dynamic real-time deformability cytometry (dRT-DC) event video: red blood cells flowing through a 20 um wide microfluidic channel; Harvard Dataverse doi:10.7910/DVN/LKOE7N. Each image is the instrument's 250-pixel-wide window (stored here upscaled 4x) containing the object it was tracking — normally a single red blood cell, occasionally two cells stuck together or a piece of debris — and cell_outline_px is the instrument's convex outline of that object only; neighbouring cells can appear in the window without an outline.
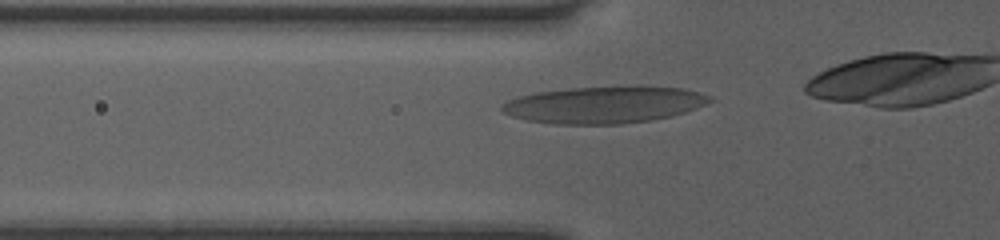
{"species": "human", "species_latin": "Homo sapiens", "temperature_condition": "room temperature", "stored_images_in_passage": 30, "camera_frame_rate_fps": 3000, "um_per_image_px": 0.085, "donor": {"sex": "female"}, "frame": {"image": 1, "passage_image": 6, "time_ms": 1.667, "image_size_px": [1000, 240], "cell_outline_px": [[712, 100], [696, 108], [672, 116], [652, 120], [620, 124], [552, 124], [524, 120], [512, 116], [504, 112], [500, 108], [500, 104], [508, 100], [520, 96], [536, 92], [568, 88], [636, 84], [684, 88], [712, 96]], "centroid_in_image_um": [51.36, 8.88], "position_along_channel_um": 74.4, "area_um2": 45.55}}
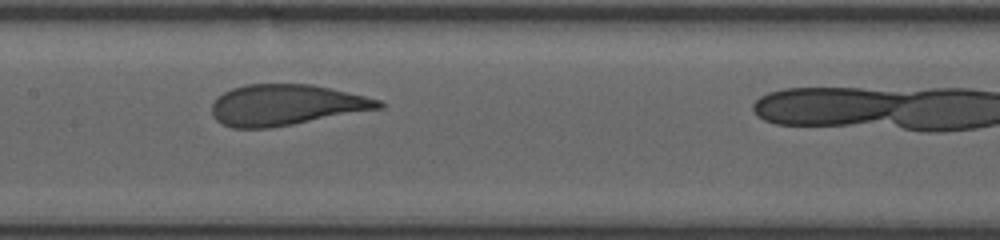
{"frame": {"image": 2, "passage_image": 14, "time_ms": 4.333, "image_size_px": [1000, 240], "cell_outline_px": [[388, 104], [384, 108], [292, 124], [268, 128], [232, 128], [216, 120], [212, 116], [212, 104], [216, 96], [232, 88], [244, 84], [312, 84], [364, 96], [380, 100]], "centroid_in_image_um": [24.3, 8.92], "position_along_channel_um": 183.1, "area_um2": 39.77}}
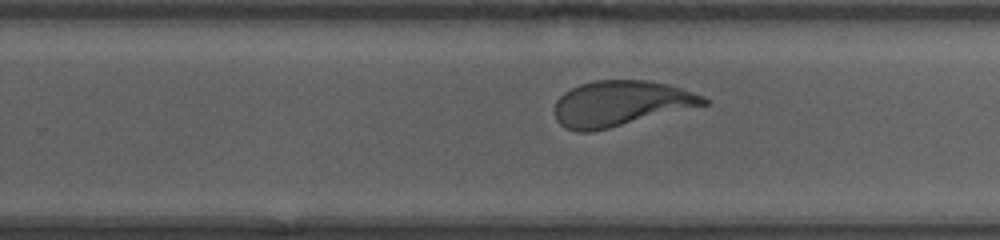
{"frame": {"image": 3, "passage_image": 21, "time_ms": 6.667, "image_size_px": [1000, 240], "cell_outline_px": [[708, 104], [592, 132], [580, 132], [568, 128], [560, 124], [556, 120], [556, 100], [564, 92], [580, 84], [596, 80], [648, 80], [668, 84], [704, 96], [708, 100]], "centroid_in_image_um": [52.75, 8.79], "position_along_channel_um": 277.0, "area_um2": 39.07}}